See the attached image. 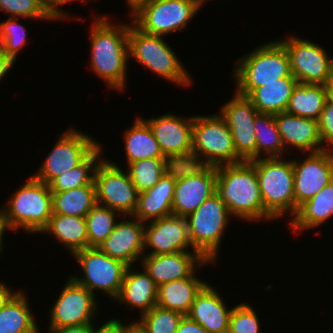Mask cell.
<instances>
[{
    "label": "cell",
    "instance_id": "7bdbcfd3",
    "mask_svg": "<svg viewBox=\"0 0 333 333\" xmlns=\"http://www.w3.org/2000/svg\"><path fill=\"white\" fill-rule=\"evenodd\" d=\"M40 7L55 21L64 20L68 14L59 8L60 5H64L77 0H36Z\"/></svg>",
    "mask_w": 333,
    "mask_h": 333
},
{
    "label": "cell",
    "instance_id": "ac0fdd59",
    "mask_svg": "<svg viewBox=\"0 0 333 333\" xmlns=\"http://www.w3.org/2000/svg\"><path fill=\"white\" fill-rule=\"evenodd\" d=\"M303 162L293 159L295 214L298 208L333 181V149L308 153Z\"/></svg>",
    "mask_w": 333,
    "mask_h": 333
},
{
    "label": "cell",
    "instance_id": "d6a6232c",
    "mask_svg": "<svg viewBox=\"0 0 333 333\" xmlns=\"http://www.w3.org/2000/svg\"><path fill=\"white\" fill-rule=\"evenodd\" d=\"M96 204L95 184L52 192V214L85 217Z\"/></svg>",
    "mask_w": 333,
    "mask_h": 333
},
{
    "label": "cell",
    "instance_id": "ab89813d",
    "mask_svg": "<svg viewBox=\"0 0 333 333\" xmlns=\"http://www.w3.org/2000/svg\"><path fill=\"white\" fill-rule=\"evenodd\" d=\"M255 309L240 303L232 308L228 333H260V322Z\"/></svg>",
    "mask_w": 333,
    "mask_h": 333
},
{
    "label": "cell",
    "instance_id": "5b68a950",
    "mask_svg": "<svg viewBox=\"0 0 333 333\" xmlns=\"http://www.w3.org/2000/svg\"><path fill=\"white\" fill-rule=\"evenodd\" d=\"M277 40L260 45L238 60L234 69L235 92L248 96L262 83L276 82V79L291 75L289 55Z\"/></svg>",
    "mask_w": 333,
    "mask_h": 333
},
{
    "label": "cell",
    "instance_id": "f5cc1de1",
    "mask_svg": "<svg viewBox=\"0 0 333 333\" xmlns=\"http://www.w3.org/2000/svg\"><path fill=\"white\" fill-rule=\"evenodd\" d=\"M206 1H207V0H199L201 6H202V4H203L204 2H206ZM208 1H209V0H208Z\"/></svg>",
    "mask_w": 333,
    "mask_h": 333
},
{
    "label": "cell",
    "instance_id": "f907efd6",
    "mask_svg": "<svg viewBox=\"0 0 333 333\" xmlns=\"http://www.w3.org/2000/svg\"><path fill=\"white\" fill-rule=\"evenodd\" d=\"M326 87V101L333 105V77L332 79L325 85Z\"/></svg>",
    "mask_w": 333,
    "mask_h": 333
},
{
    "label": "cell",
    "instance_id": "484cf974",
    "mask_svg": "<svg viewBox=\"0 0 333 333\" xmlns=\"http://www.w3.org/2000/svg\"><path fill=\"white\" fill-rule=\"evenodd\" d=\"M194 272L190 277L174 280L158 286L156 305L167 310H174L187 315L195 296L207 283L196 277Z\"/></svg>",
    "mask_w": 333,
    "mask_h": 333
},
{
    "label": "cell",
    "instance_id": "d6986e66",
    "mask_svg": "<svg viewBox=\"0 0 333 333\" xmlns=\"http://www.w3.org/2000/svg\"><path fill=\"white\" fill-rule=\"evenodd\" d=\"M148 223L144 228V251L149 248L152 251L146 255L185 252L192 247L185 217L171 215Z\"/></svg>",
    "mask_w": 333,
    "mask_h": 333
},
{
    "label": "cell",
    "instance_id": "cb8c5ba5",
    "mask_svg": "<svg viewBox=\"0 0 333 333\" xmlns=\"http://www.w3.org/2000/svg\"><path fill=\"white\" fill-rule=\"evenodd\" d=\"M274 116L285 150L291 146L302 153H314L322 150L317 120L299 117L287 112Z\"/></svg>",
    "mask_w": 333,
    "mask_h": 333
},
{
    "label": "cell",
    "instance_id": "83f0119b",
    "mask_svg": "<svg viewBox=\"0 0 333 333\" xmlns=\"http://www.w3.org/2000/svg\"><path fill=\"white\" fill-rule=\"evenodd\" d=\"M333 216V181L320 190L309 201L301 205L293 220L291 218L290 229L303 231L321 226Z\"/></svg>",
    "mask_w": 333,
    "mask_h": 333
},
{
    "label": "cell",
    "instance_id": "d4e9b609",
    "mask_svg": "<svg viewBox=\"0 0 333 333\" xmlns=\"http://www.w3.org/2000/svg\"><path fill=\"white\" fill-rule=\"evenodd\" d=\"M135 271L131 266L127 267L115 301L132 308H139L142 315L156 306L158 286L145 270L141 273Z\"/></svg>",
    "mask_w": 333,
    "mask_h": 333
},
{
    "label": "cell",
    "instance_id": "4dcf8cb0",
    "mask_svg": "<svg viewBox=\"0 0 333 333\" xmlns=\"http://www.w3.org/2000/svg\"><path fill=\"white\" fill-rule=\"evenodd\" d=\"M23 291L17 293L0 309V333H38L34 315Z\"/></svg>",
    "mask_w": 333,
    "mask_h": 333
},
{
    "label": "cell",
    "instance_id": "7a4b0ae2",
    "mask_svg": "<svg viewBox=\"0 0 333 333\" xmlns=\"http://www.w3.org/2000/svg\"><path fill=\"white\" fill-rule=\"evenodd\" d=\"M216 193L230 216L246 221L265 220L257 173L250 161L216 167Z\"/></svg>",
    "mask_w": 333,
    "mask_h": 333
},
{
    "label": "cell",
    "instance_id": "30bf717a",
    "mask_svg": "<svg viewBox=\"0 0 333 333\" xmlns=\"http://www.w3.org/2000/svg\"><path fill=\"white\" fill-rule=\"evenodd\" d=\"M73 256L80 265L84 276L79 278L71 275V277L94 296L95 290H99L115 300L120 292L128 266L104 254L98 247L76 251Z\"/></svg>",
    "mask_w": 333,
    "mask_h": 333
},
{
    "label": "cell",
    "instance_id": "4316f807",
    "mask_svg": "<svg viewBox=\"0 0 333 333\" xmlns=\"http://www.w3.org/2000/svg\"><path fill=\"white\" fill-rule=\"evenodd\" d=\"M297 79L291 74L289 77L276 79V82L262 83L247 97L259 113L276 115L286 112L290 96Z\"/></svg>",
    "mask_w": 333,
    "mask_h": 333
},
{
    "label": "cell",
    "instance_id": "52a82bcc",
    "mask_svg": "<svg viewBox=\"0 0 333 333\" xmlns=\"http://www.w3.org/2000/svg\"><path fill=\"white\" fill-rule=\"evenodd\" d=\"M128 47L129 55L142 66L177 85H191V76L163 36L143 32L135 24L129 25Z\"/></svg>",
    "mask_w": 333,
    "mask_h": 333
},
{
    "label": "cell",
    "instance_id": "ba28073f",
    "mask_svg": "<svg viewBox=\"0 0 333 333\" xmlns=\"http://www.w3.org/2000/svg\"><path fill=\"white\" fill-rule=\"evenodd\" d=\"M230 213L215 192L186 217L192 250L205 260L216 261Z\"/></svg>",
    "mask_w": 333,
    "mask_h": 333
},
{
    "label": "cell",
    "instance_id": "5bb4252c",
    "mask_svg": "<svg viewBox=\"0 0 333 333\" xmlns=\"http://www.w3.org/2000/svg\"><path fill=\"white\" fill-rule=\"evenodd\" d=\"M98 145L91 135L69 128L61 134L33 178L48 185L56 177L79 165Z\"/></svg>",
    "mask_w": 333,
    "mask_h": 333
},
{
    "label": "cell",
    "instance_id": "d590c367",
    "mask_svg": "<svg viewBox=\"0 0 333 333\" xmlns=\"http://www.w3.org/2000/svg\"><path fill=\"white\" fill-rule=\"evenodd\" d=\"M172 165L167 158H149L128 164L127 172L138 193H141L153 188Z\"/></svg>",
    "mask_w": 333,
    "mask_h": 333
},
{
    "label": "cell",
    "instance_id": "2e32d148",
    "mask_svg": "<svg viewBox=\"0 0 333 333\" xmlns=\"http://www.w3.org/2000/svg\"><path fill=\"white\" fill-rule=\"evenodd\" d=\"M164 114L144 119L153 131L163 155L172 164L192 163L193 116Z\"/></svg>",
    "mask_w": 333,
    "mask_h": 333
},
{
    "label": "cell",
    "instance_id": "f1b7e54d",
    "mask_svg": "<svg viewBox=\"0 0 333 333\" xmlns=\"http://www.w3.org/2000/svg\"><path fill=\"white\" fill-rule=\"evenodd\" d=\"M46 232L52 234L72 255L89 248L85 217L52 214L47 226L41 231L43 234Z\"/></svg>",
    "mask_w": 333,
    "mask_h": 333
},
{
    "label": "cell",
    "instance_id": "3957f363",
    "mask_svg": "<svg viewBox=\"0 0 333 333\" xmlns=\"http://www.w3.org/2000/svg\"><path fill=\"white\" fill-rule=\"evenodd\" d=\"M5 205L0 217L8 230L41 233L52 216V192L47 184L31 177Z\"/></svg>",
    "mask_w": 333,
    "mask_h": 333
},
{
    "label": "cell",
    "instance_id": "816d5d0a",
    "mask_svg": "<svg viewBox=\"0 0 333 333\" xmlns=\"http://www.w3.org/2000/svg\"><path fill=\"white\" fill-rule=\"evenodd\" d=\"M7 226L2 222V219L0 217V254L2 253L3 249V234L5 233L4 231L7 230Z\"/></svg>",
    "mask_w": 333,
    "mask_h": 333
},
{
    "label": "cell",
    "instance_id": "b9f144b4",
    "mask_svg": "<svg viewBox=\"0 0 333 333\" xmlns=\"http://www.w3.org/2000/svg\"><path fill=\"white\" fill-rule=\"evenodd\" d=\"M318 125L322 141V150L329 149V147L330 149L333 148V105L329 104L327 101L318 120Z\"/></svg>",
    "mask_w": 333,
    "mask_h": 333
},
{
    "label": "cell",
    "instance_id": "9c48e42d",
    "mask_svg": "<svg viewBox=\"0 0 333 333\" xmlns=\"http://www.w3.org/2000/svg\"><path fill=\"white\" fill-rule=\"evenodd\" d=\"M201 7L199 0H152L130 16L143 32L164 36L183 30Z\"/></svg>",
    "mask_w": 333,
    "mask_h": 333
},
{
    "label": "cell",
    "instance_id": "ee69618b",
    "mask_svg": "<svg viewBox=\"0 0 333 333\" xmlns=\"http://www.w3.org/2000/svg\"><path fill=\"white\" fill-rule=\"evenodd\" d=\"M135 321L131 322L127 325L123 324L121 320L118 319H111L108 322L104 323L98 329H95L94 326V333H135Z\"/></svg>",
    "mask_w": 333,
    "mask_h": 333
},
{
    "label": "cell",
    "instance_id": "836d02e7",
    "mask_svg": "<svg viewBox=\"0 0 333 333\" xmlns=\"http://www.w3.org/2000/svg\"><path fill=\"white\" fill-rule=\"evenodd\" d=\"M101 148L102 146L99 144L79 165L53 179L48 184L50 191L61 192L88 184H94L95 169L102 160L100 159Z\"/></svg>",
    "mask_w": 333,
    "mask_h": 333
},
{
    "label": "cell",
    "instance_id": "f6af8a7d",
    "mask_svg": "<svg viewBox=\"0 0 333 333\" xmlns=\"http://www.w3.org/2000/svg\"><path fill=\"white\" fill-rule=\"evenodd\" d=\"M175 333H208L199 323L184 315Z\"/></svg>",
    "mask_w": 333,
    "mask_h": 333
},
{
    "label": "cell",
    "instance_id": "e0dca14e",
    "mask_svg": "<svg viewBox=\"0 0 333 333\" xmlns=\"http://www.w3.org/2000/svg\"><path fill=\"white\" fill-rule=\"evenodd\" d=\"M219 111L233 137L236 154L243 161L256 159V137L254 121L259 113L251 100L244 95L235 93Z\"/></svg>",
    "mask_w": 333,
    "mask_h": 333
},
{
    "label": "cell",
    "instance_id": "c3c4849f",
    "mask_svg": "<svg viewBox=\"0 0 333 333\" xmlns=\"http://www.w3.org/2000/svg\"><path fill=\"white\" fill-rule=\"evenodd\" d=\"M15 62L5 56L0 49V80L6 76Z\"/></svg>",
    "mask_w": 333,
    "mask_h": 333
},
{
    "label": "cell",
    "instance_id": "44dd1931",
    "mask_svg": "<svg viewBox=\"0 0 333 333\" xmlns=\"http://www.w3.org/2000/svg\"><path fill=\"white\" fill-rule=\"evenodd\" d=\"M131 220L117 222L112 233L98 248L128 267L144 255V222L130 216ZM133 263V264H132Z\"/></svg>",
    "mask_w": 333,
    "mask_h": 333
},
{
    "label": "cell",
    "instance_id": "f35d334b",
    "mask_svg": "<svg viewBox=\"0 0 333 333\" xmlns=\"http://www.w3.org/2000/svg\"><path fill=\"white\" fill-rule=\"evenodd\" d=\"M26 31L16 18L9 17L0 23V49L13 62L27 42Z\"/></svg>",
    "mask_w": 333,
    "mask_h": 333
},
{
    "label": "cell",
    "instance_id": "e575fe53",
    "mask_svg": "<svg viewBox=\"0 0 333 333\" xmlns=\"http://www.w3.org/2000/svg\"><path fill=\"white\" fill-rule=\"evenodd\" d=\"M254 128L256 137V159L262 158L261 154H265L266 158L283 157V152L286 151L282 144L275 116L258 113L254 121Z\"/></svg>",
    "mask_w": 333,
    "mask_h": 333
},
{
    "label": "cell",
    "instance_id": "7dc6e473",
    "mask_svg": "<svg viewBox=\"0 0 333 333\" xmlns=\"http://www.w3.org/2000/svg\"><path fill=\"white\" fill-rule=\"evenodd\" d=\"M10 290V287L6 286L3 282H0V309L3 308L7 302L16 294Z\"/></svg>",
    "mask_w": 333,
    "mask_h": 333
},
{
    "label": "cell",
    "instance_id": "6da1fadb",
    "mask_svg": "<svg viewBox=\"0 0 333 333\" xmlns=\"http://www.w3.org/2000/svg\"><path fill=\"white\" fill-rule=\"evenodd\" d=\"M92 24L91 70L111 89L122 91L126 84L130 24L115 25L103 15L97 17Z\"/></svg>",
    "mask_w": 333,
    "mask_h": 333
},
{
    "label": "cell",
    "instance_id": "277c9868",
    "mask_svg": "<svg viewBox=\"0 0 333 333\" xmlns=\"http://www.w3.org/2000/svg\"><path fill=\"white\" fill-rule=\"evenodd\" d=\"M283 157L259 158L250 161L256 170L265 220L295 215L294 169L292 160Z\"/></svg>",
    "mask_w": 333,
    "mask_h": 333
},
{
    "label": "cell",
    "instance_id": "681fc988",
    "mask_svg": "<svg viewBox=\"0 0 333 333\" xmlns=\"http://www.w3.org/2000/svg\"><path fill=\"white\" fill-rule=\"evenodd\" d=\"M128 6L131 8V15L135 13L142 5L152 1V0H126Z\"/></svg>",
    "mask_w": 333,
    "mask_h": 333
},
{
    "label": "cell",
    "instance_id": "f546056e",
    "mask_svg": "<svg viewBox=\"0 0 333 333\" xmlns=\"http://www.w3.org/2000/svg\"><path fill=\"white\" fill-rule=\"evenodd\" d=\"M134 122L123 135L127 164L149 158H166L148 123L140 117Z\"/></svg>",
    "mask_w": 333,
    "mask_h": 333
},
{
    "label": "cell",
    "instance_id": "74e56055",
    "mask_svg": "<svg viewBox=\"0 0 333 333\" xmlns=\"http://www.w3.org/2000/svg\"><path fill=\"white\" fill-rule=\"evenodd\" d=\"M119 212L96 204L85 216L89 247H98L112 233ZM116 216V217H115Z\"/></svg>",
    "mask_w": 333,
    "mask_h": 333
},
{
    "label": "cell",
    "instance_id": "8d00e7d4",
    "mask_svg": "<svg viewBox=\"0 0 333 333\" xmlns=\"http://www.w3.org/2000/svg\"><path fill=\"white\" fill-rule=\"evenodd\" d=\"M183 316L156 305L135 321L136 333H175Z\"/></svg>",
    "mask_w": 333,
    "mask_h": 333
},
{
    "label": "cell",
    "instance_id": "9a60e30c",
    "mask_svg": "<svg viewBox=\"0 0 333 333\" xmlns=\"http://www.w3.org/2000/svg\"><path fill=\"white\" fill-rule=\"evenodd\" d=\"M52 306L49 333L62 327L93 323L92 319L98 313L96 297L71 276Z\"/></svg>",
    "mask_w": 333,
    "mask_h": 333
},
{
    "label": "cell",
    "instance_id": "7402d4cb",
    "mask_svg": "<svg viewBox=\"0 0 333 333\" xmlns=\"http://www.w3.org/2000/svg\"><path fill=\"white\" fill-rule=\"evenodd\" d=\"M176 180L177 164H173L153 188L139 193L133 218L148 224L149 221L173 215L172 204Z\"/></svg>",
    "mask_w": 333,
    "mask_h": 333
},
{
    "label": "cell",
    "instance_id": "ffe728a7",
    "mask_svg": "<svg viewBox=\"0 0 333 333\" xmlns=\"http://www.w3.org/2000/svg\"><path fill=\"white\" fill-rule=\"evenodd\" d=\"M142 270L153 279L157 286L190 277L202 265L213 262L205 260L198 252L191 250L162 255H143Z\"/></svg>",
    "mask_w": 333,
    "mask_h": 333
},
{
    "label": "cell",
    "instance_id": "4fadbf2b",
    "mask_svg": "<svg viewBox=\"0 0 333 333\" xmlns=\"http://www.w3.org/2000/svg\"><path fill=\"white\" fill-rule=\"evenodd\" d=\"M287 50L291 74L302 84L326 85L333 77V57L311 40L288 37L279 40Z\"/></svg>",
    "mask_w": 333,
    "mask_h": 333
},
{
    "label": "cell",
    "instance_id": "603a6c76",
    "mask_svg": "<svg viewBox=\"0 0 333 333\" xmlns=\"http://www.w3.org/2000/svg\"><path fill=\"white\" fill-rule=\"evenodd\" d=\"M211 284L206 283L195 296L187 316L199 323L208 333H228L232 312Z\"/></svg>",
    "mask_w": 333,
    "mask_h": 333
},
{
    "label": "cell",
    "instance_id": "8fae6325",
    "mask_svg": "<svg viewBox=\"0 0 333 333\" xmlns=\"http://www.w3.org/2000/svg\"><path fill=\"white\" fill-rule=\"evenodd\" d=\"M94 184L98 205L123 213V219L133 216L139 193L121 166L102 158L95 169Z\"/></svg>",
    "mask_w": 333,
    "mask_h": 333
},
{
    "label": "cell",
    "instance_id": "8992f818",
    "mask_svg": "<svg viewBox=\"0 0 333 333\" xmlns=\"http://www.w3.org/2000/svg\"><path fill=\"white\" fill-rule=\"evenodd\" d=\"M242 161L231 131L218 113L193 117L192 164L219 167Z\"/></svg>",
    "mask_w": 333,
    "mask_h": 333
},
{
    "label": "cell",
    "instance_id": "bcb514c9",
    "mask_svg": "<svg viewBox=\"0 0 333 333\" xmlns=\"http://www.w3.org/2000/svg\"><path fill=\"white\" fill-rule=\"evenodd\" d=\"M94 323L86 325L67 326L56 329L53 333H94Z\"/></svg>",
    "mask_w": 333,
    "mask_h": 333
},
{
    "label": "cell",
    "instance_id": "1f68e13d",
    "mask_svg": "<svg viewBox=\"0 0 333 333\" xmlns=\"http://www.w3.org/2000/svg\"><path fill=\"white\" fill-rule=\"evenodd\" d=\"M326 103L323 84L297 83L290 96L286 112L303 118L319 120Z\"/></svg>",
    "mask_w": 333,
    "mask_h": 333
},
{
    "label": "cell",
    "instance_id": "7c38bea8",
    "mask_svg": "<svg viewBox=\"0 0 333 333\" xmlns=\"http://www.w3.org/2000/svg\"><path fill=\"white\" fill-rule=\"evenodd\" d=\"M216 192V167L177 164L173 215L187 217Z\"/></svg>",
    "mask_w": 333,
    "mask_h": 333
},
{
    "label": "cell",
    "instance_id": "60d3db41",
    "mask_svg": "<svg viewBox=\"0 0 333 333\" xmlns=\"http://www.w3.org/2000/svg\"><path fill=\"white\" fill-rule=\"evenodd\" d=\"M0 11L10 17L53 20L37 3L36 0H0Z\"/></svg>",
    "mask_w": 333,
    "mask_h": 333
}]
</instances>
